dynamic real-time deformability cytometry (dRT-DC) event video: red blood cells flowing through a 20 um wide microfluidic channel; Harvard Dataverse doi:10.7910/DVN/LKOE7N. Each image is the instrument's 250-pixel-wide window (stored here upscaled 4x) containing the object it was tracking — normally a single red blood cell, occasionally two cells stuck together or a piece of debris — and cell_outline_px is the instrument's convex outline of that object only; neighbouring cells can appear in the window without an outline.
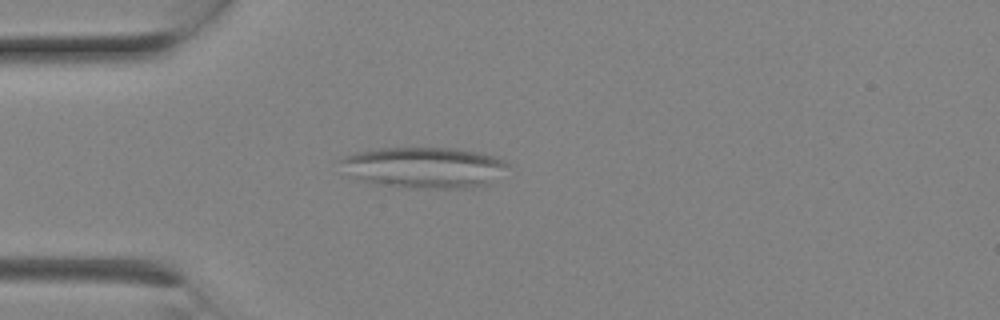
{"species": "Egyptian fruit bat (a non-hibernating species)", "species_latin": "Rousettus aegyptiacus", "temperature_condition": "room temperature", "stored_images_in_passage": 3, "camera_frame_rate_fps": 3000, "um_per_image_px": 0.085, "animal": {"sex": "female"}, "frame": {"image": 1, "passage_image": 3, "time_ms": 0.667, "image_size_px": [1000, 320], "cell_outline_px": [[512, 168], [488, 184], [472, 188], [404, 188], [376, 184], [360, 180], [348, 176], [340, 160], [344, 156], [356, 152], [376, 148], [456, 148], [480, 152], [496, 156], [504, 160]], "centroid_in_image_um": [36.1, 14.24], "position_along_channel_um": 48.9, "area_um2": 40.63}}